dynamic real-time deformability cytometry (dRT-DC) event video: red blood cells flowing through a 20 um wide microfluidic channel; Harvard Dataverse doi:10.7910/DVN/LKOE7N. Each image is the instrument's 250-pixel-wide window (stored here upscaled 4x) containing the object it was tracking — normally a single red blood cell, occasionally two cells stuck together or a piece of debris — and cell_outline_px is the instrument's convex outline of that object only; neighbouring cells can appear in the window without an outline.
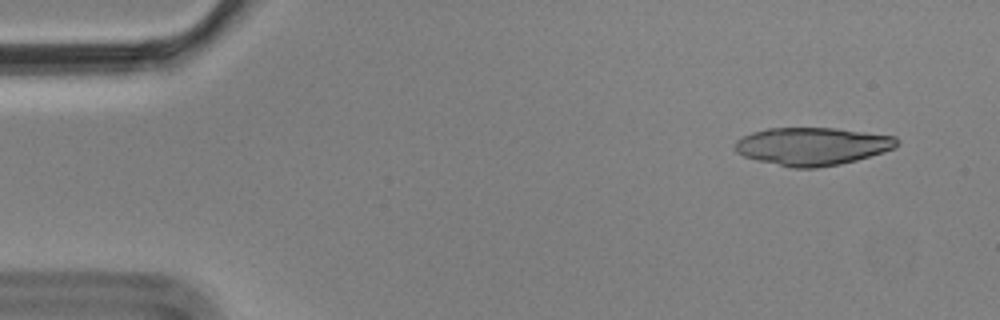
{"species": "Egyptian fruit bat (a non-hibernating species)", "species_latin": "Rousettus aegyptiacus", "temperature_condition": "cold", "stored_images_in_passage": 4, "camera_frame_rate_fps": 3000, "um_per_image_px": 0.085, "animal": {"sex": "male"}, "frame": {"image": 1, "passage_image": 1, "time_ms": 0.0, "image_size_px": [1000, 320], "cell_outline_px": [[900, 140], [896, 148], [884, 152], [856, 160], [840, 164], [816, 168], [792, 168], [756, 160], [744, 156], [736, 152], [736, 140], [752, 132], [768, 128], [836, 128], [896, 136]], "centroid_in_image_um": [69.08, 12.43], "position_along_channel_um": 15.9, "area_um2": 35.78}}